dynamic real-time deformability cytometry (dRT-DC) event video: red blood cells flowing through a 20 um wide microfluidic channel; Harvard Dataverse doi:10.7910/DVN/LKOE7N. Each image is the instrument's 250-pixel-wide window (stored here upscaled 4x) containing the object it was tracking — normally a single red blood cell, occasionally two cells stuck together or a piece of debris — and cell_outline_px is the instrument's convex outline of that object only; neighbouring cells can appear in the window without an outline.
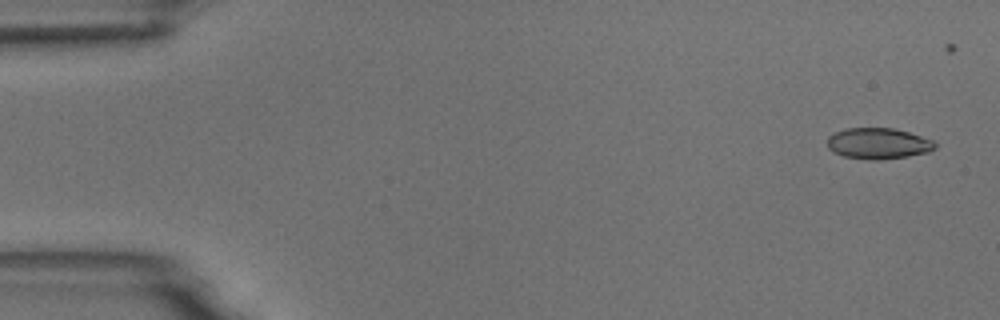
{"species": "common noctule bat (a hibernating species)", "species_latin": "Nyctalus noctula", "temperature_condition": "room temperature", "stored_images_in_passage": 5, "camera_frame_rate_fps": 3000, "um_per_image_px": 0.085, "animal": {"sex": "male", "body_mass_g": 18.8}, "frame": {"image": 1, "passage_image": 1, "time_ms": 0.0, "image_size_px": [1000, 320], "cell_outline_px": [[936, 148], [928, 152], [908, 156], [880, 160], [872, 160], [844, 156], [828, 148], [828, 136], [836, 132], [848, 128], [892, 128], [908, 132], [936, 140]], "centroid_in_image_um": [74.7, 12.19], "position_along_channel_um": 10.3, "area_um2": 19.42}}
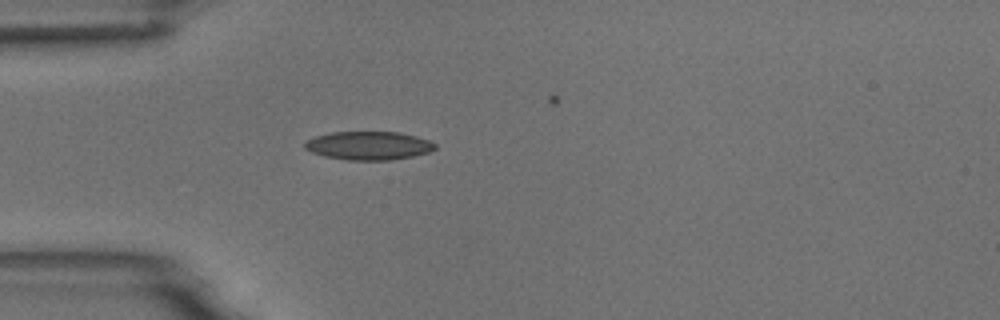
{"frame": {"image": 2, "passage_image": 5, "time_ms": 4.333, "image_size_px": [1000, 320], "cell_outline_px": [[436, 148], [428, 152], [412, 156], [392, 160], [348, 160], [324, 156], [312, 152], [304, 148], [304, 144], [308, 140], [316, 136], [332, 132], [400, 132], [416, 136], [428, 140], [436, 144]], "centroid_in_image_um": [31.34, 12.38], "position_along_channel_um": 53.7, "area_um2": 21.5}}